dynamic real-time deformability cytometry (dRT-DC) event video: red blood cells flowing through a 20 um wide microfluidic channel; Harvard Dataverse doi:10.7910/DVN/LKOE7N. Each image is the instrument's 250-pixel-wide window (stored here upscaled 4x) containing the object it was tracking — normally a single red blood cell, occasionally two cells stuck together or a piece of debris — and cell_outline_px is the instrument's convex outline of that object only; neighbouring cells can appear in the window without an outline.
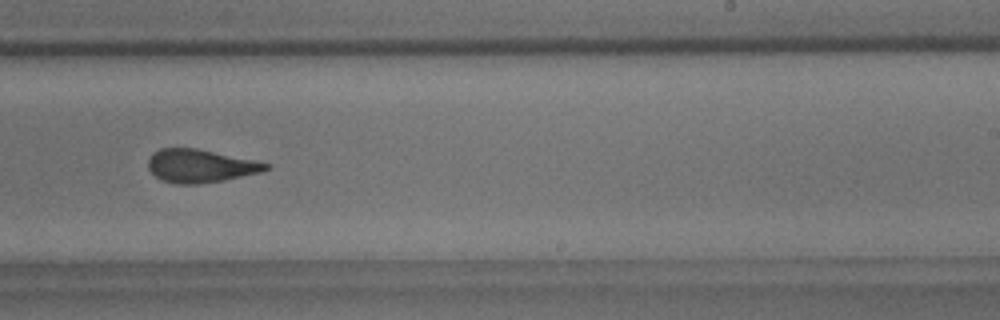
{"species": "common noctule bat (a hibernating species)", "species_latin": "Nyctalus noctula", "temperature_condition": "room temperature", "stored_images_in_passage": 10, "camera_frame_rate_fps": 3000, "um_per_image_px": 0.085, "animal": {"sex": "male", "body_mass_g": 18.8}, "frame": {"image": 1, "passage_image": 10, "time_ms": 10.0, "image_size_px": [1000, 320], "cell_outline_px": [[272, 164], [268, 168], [260, 172], [224, 180], [200, 184], [176, 184], [160, 180], [148, 168], [148, 160], [160, 148], [196, 148]], "centroid_in_image_um": [17.01, 14.11], "position_along_channel_um": 272.0, "area_um2": 22.48}}